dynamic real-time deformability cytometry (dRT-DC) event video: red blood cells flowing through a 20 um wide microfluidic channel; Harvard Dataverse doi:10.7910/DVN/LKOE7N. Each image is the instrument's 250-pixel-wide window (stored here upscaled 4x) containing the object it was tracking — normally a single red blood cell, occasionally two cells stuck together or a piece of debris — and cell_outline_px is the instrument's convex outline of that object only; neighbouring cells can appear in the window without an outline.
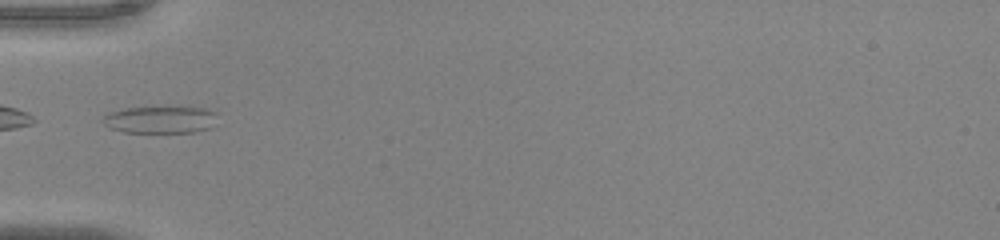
{"species": "common noctule bat (a hibernating species)", "species_latin": "Nyctalus noctula", "temperature_condition": "warm", "stored_images_in_passage": 34, "camera_frame_rate_fps": 3000, "um_per_image_px": 0.085, "animal": {"sex": "male", "body_mass_g": 20.0, "forearm_length_mm": 53.3}, "frame": {"image": 1, "passage_image": 1, "time_ms": 0.0, "image_size_px": [1000, 240], "cell_outline_px": [[216, 112], [212, 128], [192, 132], [124, 132], [108, 128], [100, 120], [108, 112], [124, 108], [164, 104], [204, 108]], "centroid_in_image_um": [13.59, 10.12], "position_along_channel_um": 71.4, "area_um2": 19.07}}
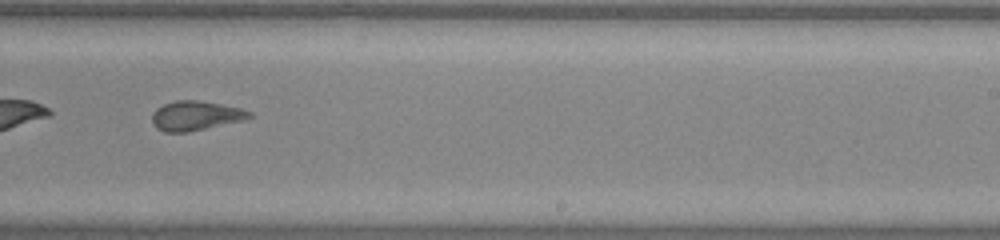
{"frame": {"image": 2, "passage_image": 16, "time_ms": 5.0, "image_size_px": [1000, 240], "cell_outline_px": [[252, 116], [244, 120], [188, 132], [164, 132], [156, 128], [152, 124], [152, 112], [156, 108], [164, 104], [176, 100], [196, 100], [220, 104], [240, 108], [252, 112]], "centroid_in_image_um": [16.59, 9.84], "position_along_channel_um": 272.4, "area_um2": 16.7}}
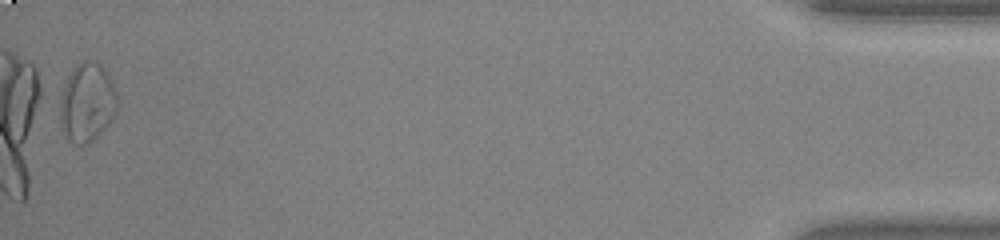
{"frame": {"image": 3, "passage_image": 34, "time_ms": 11.0, "image_size_px": [1000, 240], "cell_outline_px": [[120, 100], [116, 112], [112, 120], [88, 144], [80, 144], [68, 140], [64, 136], [60, 128], [60, 100], [68, 76], [76, 64], [84, 60], [92, 60], [100, 64], [104, 68]], "centroid_in_image_um": [7.4, 8.72], "position_along_channel_um": 427.8, "area_um2": 26.36}, "authors_computed_cell_mechanics": {"area_um2": 16.8198, "velocity_mm_per_s": 4.0242, "shape_relaxation_time_tau1_ms": null, "shape_relaxation_time_tau2_ms": 1.7027, "deformation_change_tau1": null, "deformation_change_tau2": 0.1057}}